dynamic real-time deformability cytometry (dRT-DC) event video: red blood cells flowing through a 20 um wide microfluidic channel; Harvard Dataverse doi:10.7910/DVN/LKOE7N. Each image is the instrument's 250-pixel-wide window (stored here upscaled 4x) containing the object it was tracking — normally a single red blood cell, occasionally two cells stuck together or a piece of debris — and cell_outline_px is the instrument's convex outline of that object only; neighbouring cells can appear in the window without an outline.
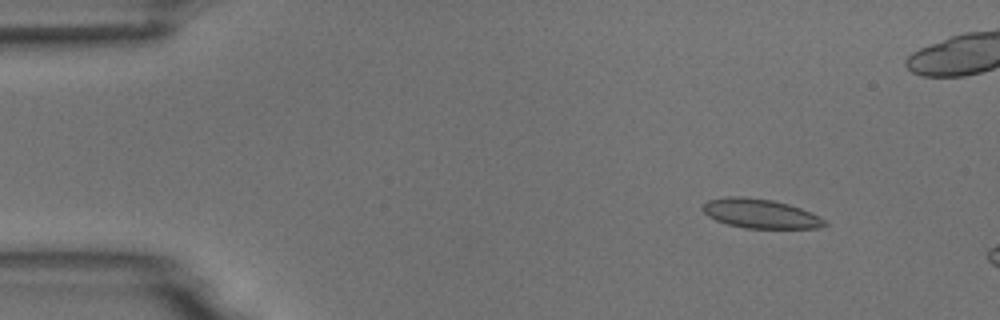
{"species": "common noctule bat (a hibernating species)", "species_latin": "Nyctalus noctula", "temperature_condition": "room temperature", "stored_images_in_passage": 4, "camera_frame_rate_fps": 3000, "um_per_image_px": 0.085, "animal": {"sex": "male", "body_mass_g": 18.8}, "frame": {"image": 1, "passage_image": 2, "time_ms": 1.333, "image_size_px": [1000, 320], "cell_outline_px": [[828, 224], [820, 228], [744, 228], [728, 224], [716, 220], [708, 216], [700, 208], [708, 200], [728, 196], [744, 196], [772, 200], [788, 204], [812, 212], [820, 216]], "centroid_in_image_um": [64.63, 18.15], "position_along_channel_um": 20.4, "area_um2": 20.87}}